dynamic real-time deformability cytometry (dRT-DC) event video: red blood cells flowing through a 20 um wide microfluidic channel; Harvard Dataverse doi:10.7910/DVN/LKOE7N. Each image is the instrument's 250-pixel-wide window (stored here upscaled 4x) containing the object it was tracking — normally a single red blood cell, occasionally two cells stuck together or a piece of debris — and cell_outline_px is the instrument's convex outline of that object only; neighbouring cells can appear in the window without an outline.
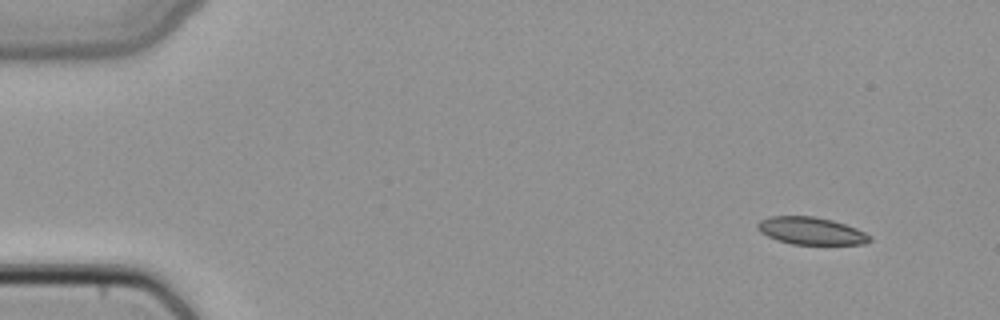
{"species": "common noctule bat (a hibernating species)", "species_latin": "Nyctalus noctula", "temperature_condition": "cold", "stored_images_in_passage": 4, "camera_frame_rate_fps": 3000, "um_per_image_px": 0.085, "animal": {"sex": "female", "body_mass_g": 22.7, "forearm_length_mm": 54.2}, "frame": {"image": 1, "passage_image": 1, "time_ms": 0.0, "image_size_px": [1000, 320], "cell_outline_px": [[872, 240], [864, 244], [792, 244], [768, 236], [760, 232], [756, 228], [756, 224], [760, 220], [768, 216], [812, 216], [832, 220], [856, 228], [872, 236]], "centroid_in_image_um": [68.93, 19.62], "position_along_channel_um": 16.1, "area_um2": 17.86}}
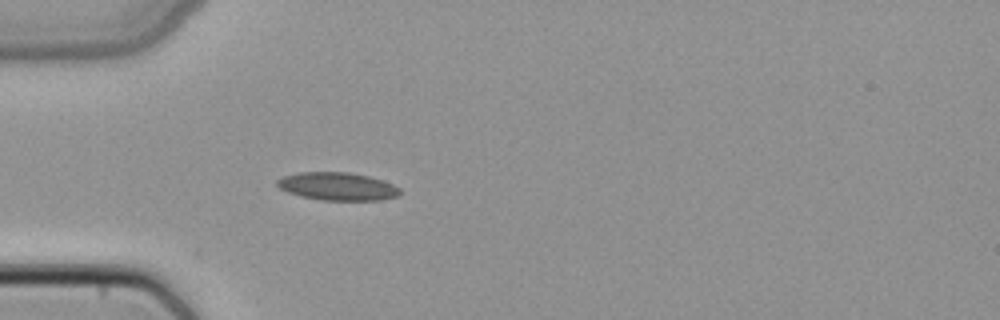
{"frame": {"image": 2, "passage_image": 4, "time_ms": 1.0, "image_size_px": [1000, 320], "cell_outline_px": [[400, 196], [380, 200], [320, 200], [300, 196], [288, 192], [280, 188], [276, 184], [276, 180], [284, 176], [300, 172], [348, 172], [368, 176], [384, 180], [400, 188]], "centroid_in_image_um": [28.7, 15.84], "position_along_channel_um": 56.3, "area_um2": 20.06}}